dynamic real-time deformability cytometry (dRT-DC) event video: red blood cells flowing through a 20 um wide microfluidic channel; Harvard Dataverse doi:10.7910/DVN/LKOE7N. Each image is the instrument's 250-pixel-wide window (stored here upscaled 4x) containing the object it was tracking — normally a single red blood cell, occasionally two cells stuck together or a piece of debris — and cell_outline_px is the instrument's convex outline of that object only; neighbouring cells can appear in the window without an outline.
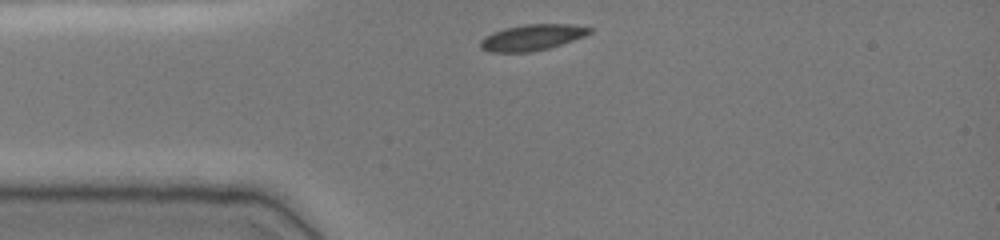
{"species": "common noctule bat (a hibernating species)", "species_latin": "Nyctalus noctula", "temperature_condition": "cold", "stored_images_in_passage": 32, "camera_frame_rate_fps": 3000, "um_per_image_px": 0.085, "animal": {"sex": "female", "body_mass_g": 19.0, "forearm_length_mm": 51.5}, "frame": {"image": 1, "passage_image": 1, "time_ms": 0.0, "image_size_px": [1000, 240], "cell_outline_px": [[592, 32], [584, 36], [548, 48], [532, 52], [488, 52], [480, 48], [480, 40], [484, 36], [492, 32], [504, 28], [524, 24], [568, 24], [592, 28]], "centroid_in_image_um": [45.17, 3.18], "position_along_channel_um": 39.8, "area_um2": 16.53}}
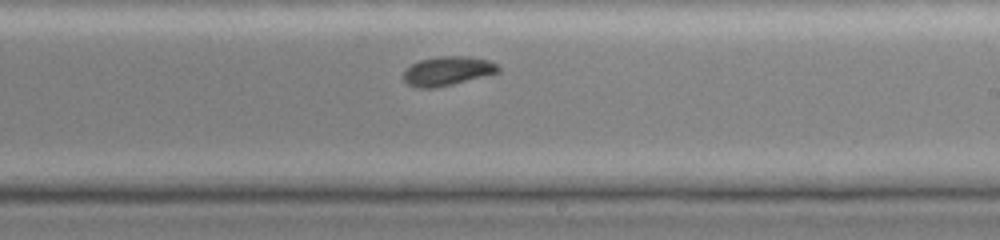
{"frame": {"image": 2, "passage_image": 19, "time_ms": 6.0, "image_size_px": [1000, 240], "cell_outline_px": [[500, 72], [436, 88], [416, 88], [408, 84], [404, 80], [404, 72], [412, 64], [420, 60], [440, 56], [468, 56], [488, 60], [496, 64], [500, 68]], "centroid_in_image_um": [38.04, 6.03], "position_along_channel_um": 251.0, "area_um2": 15.95}}
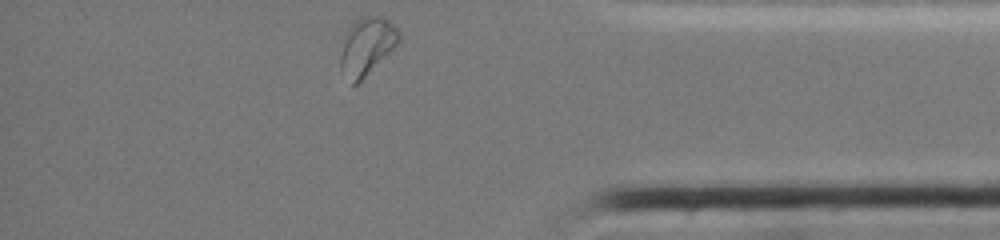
{"frame": {"image": 3, "passage_image": 32, "time_ms": 10.333, "image_size_px": [1000, 240], "cell_outline_px": [[400, 40], [356, 84], [352, 84], [340, 68], [340, 56], [344, 32], [356, 20], [364, 16], [380, 16], [388, 20], [400, 32]], "centroid_in_image_um": [31.14, 3.88], "position_along_channel_um": 404.1, "area_um2": 19.02}, "authors_computed_cell_mechanics": {"area_um2": 16.8198, "velocity_mm_per_s": 3.8173, "shape_relaxation_time_tau1_ms": 3.1145, "shape_relaxation_time_tau2_ms": null, "deformation_change_tau1": 0.1109, "deformation_change_tau2": null}}